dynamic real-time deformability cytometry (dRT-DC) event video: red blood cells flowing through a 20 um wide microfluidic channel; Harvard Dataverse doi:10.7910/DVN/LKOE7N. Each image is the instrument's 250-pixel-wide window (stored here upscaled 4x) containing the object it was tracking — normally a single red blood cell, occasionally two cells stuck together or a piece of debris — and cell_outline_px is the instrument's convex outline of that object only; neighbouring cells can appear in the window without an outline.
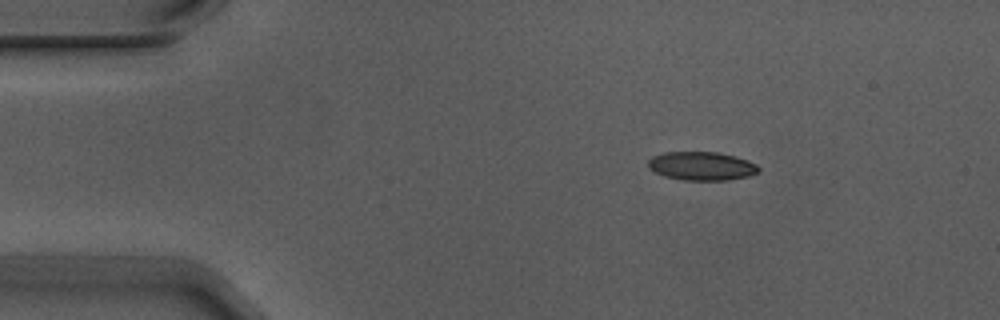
{"species": "Egyptian fruit bat (a non-hibernating species)", "species_latin": "Rousettus aegyptiacus", "temperature_condition": "warm", "stored_images_in_passage": 4, "camera_frame_rate_fps": 3000, "um_per_image_px": 0.085, "animal": {"sex": "male"}, "frame": {"image": 1, "passage_image": 3, "time_ms": 0.667, "image_size_px": [1000, 320], "cell_outline_px": [[760, 172], [748, 176], [728, 180], [684, 180], [664, 176], [648, 168], [648, 160], [652, 156], [664, 152], [720, 152], [748, 160], [756, 164], [760, 168]], "centroid_in_image_um": [59.65, 14.11], "position_along_channel_um": 25.4, "area_um2": 18.5}}